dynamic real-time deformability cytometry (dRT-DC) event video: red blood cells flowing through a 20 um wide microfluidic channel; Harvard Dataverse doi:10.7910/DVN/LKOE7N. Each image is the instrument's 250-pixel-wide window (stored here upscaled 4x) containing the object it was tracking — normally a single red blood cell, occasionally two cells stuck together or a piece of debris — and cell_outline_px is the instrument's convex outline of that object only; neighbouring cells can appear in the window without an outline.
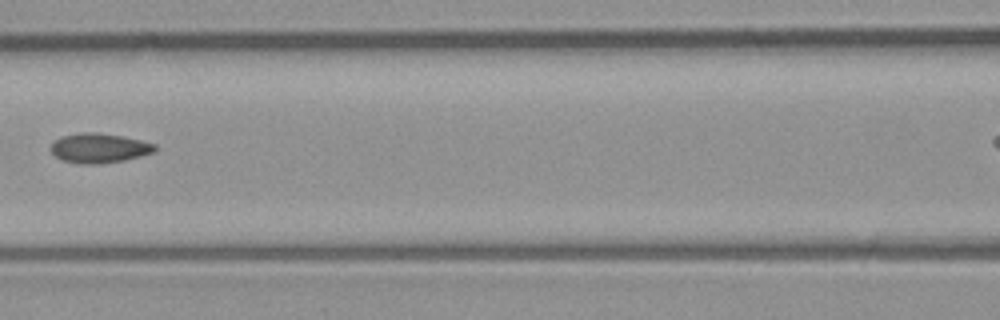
{"species": "common noctule bat (a hibernating species)", "species_latin": "Nyctalus noctula", "temperature_condition": "room temperature", "stored_images_in_passage": 9, "segment_of_instrument_passage": [1, 2], "camera_frame_rate_fps": 3000, "um_per_image_px": 0.085, "animal": {"sex": "male", "body_mass_g": 23.1, "forearm_length_mm": 52.7}, "frame": {"image": 1, "passage_image": 7, "time_ms": 2.0, "image_size_px": [1000, 320], "cell_outline_px": [[156, 148], [152, 152], [140, 156], [124, 160], [100, 164], [80, 164], [64, 160], [56, 156], [52, 152], [52, 144], [60, 136], [80, 132], [96, 132], [120, 136], [140, 140], [156, 144]], "centroid_in_image_um": [8.42, 12.58], "position_along_channel_um": 158.2, "area_um2": 17.74}}
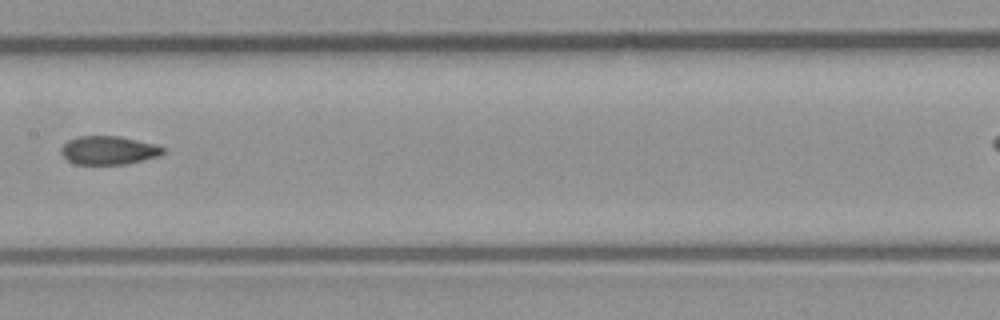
{"frame": {"image": 2, "passage_image": 8, "time_ms": 2.333, "image_size_px": [1000, 320], "cell_outline_px": [[164, 152], [160, 156], [124, 164], [76, 164], [68, 160], [60, 152], [60, 148], [68, 140], [76, 136], [120, 136], [156, 144], [164, 148]], "centroid_in_image_um": [9.23, 12.76], "position_along_channel_um": 198.2, "area_um2": 16.94}}